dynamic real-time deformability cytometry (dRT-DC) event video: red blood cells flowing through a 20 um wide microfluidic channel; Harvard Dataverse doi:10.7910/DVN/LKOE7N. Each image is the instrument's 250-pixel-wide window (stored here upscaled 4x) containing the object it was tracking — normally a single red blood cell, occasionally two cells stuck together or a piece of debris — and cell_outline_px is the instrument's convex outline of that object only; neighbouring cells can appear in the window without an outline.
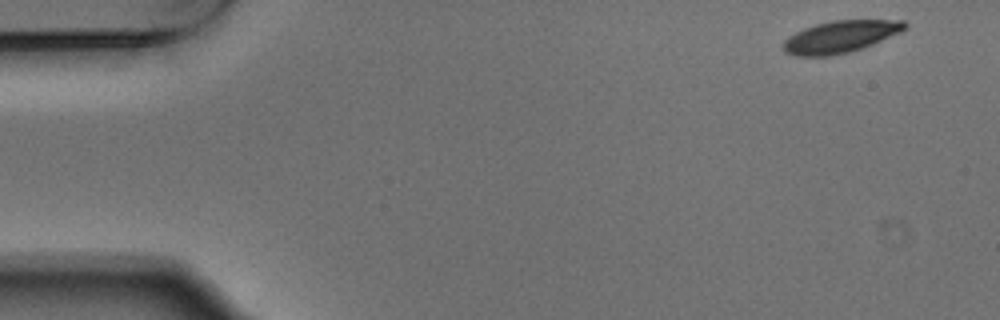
{"species": "Egyptian fruit bat (a non-hibernating species)", "species_latin": "Rousettus aegyptiacus", "temperature_condition": "warm", "stored_images_in_passage": 5, "camera_frame_rate_fps": 3000, "um_per_image_px": 0.085, "animal": {"sex": "male"}, "frame": {"image": 1, "passage_image": 1, "time_ms": 0.0, "image_size_px": [1000, 320], "cell_outline_px": [[908, 28], [900, 32], [872, 44], [848, 52], [828, 56], [796, 56], [784, 52], [784, 40], [788, 36], [804, 28], [816, 24], [832, 20], [904, 20], [908, 24]], "centroid_in_image_um": [71.43, 3.11], "position_along_channel_um": 13.6, "area_um2": 22.54}}
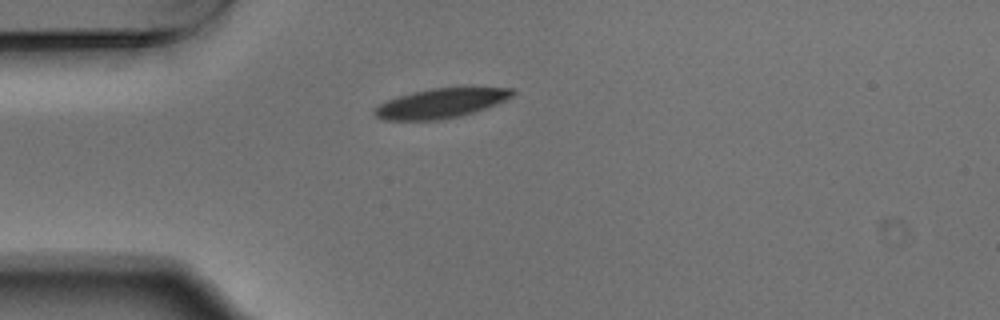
{"frame": {"image": 2, "passage_image": 4, "time_ms": 1.0, "image_size_px": [1000, 320], "cell_outline_px": [[516, 92], [512, 96], [496, 104], [460, 116], [436, 120], [384, 120], [376, 116], [372, 112], [380, 104], [388, 100], [412, 92], [432, 88], [516, 88]], "centroid_in_image_um": [37.47, 8.78], "position_along_channel_um": 47.5, "area_um2": 23.35}}